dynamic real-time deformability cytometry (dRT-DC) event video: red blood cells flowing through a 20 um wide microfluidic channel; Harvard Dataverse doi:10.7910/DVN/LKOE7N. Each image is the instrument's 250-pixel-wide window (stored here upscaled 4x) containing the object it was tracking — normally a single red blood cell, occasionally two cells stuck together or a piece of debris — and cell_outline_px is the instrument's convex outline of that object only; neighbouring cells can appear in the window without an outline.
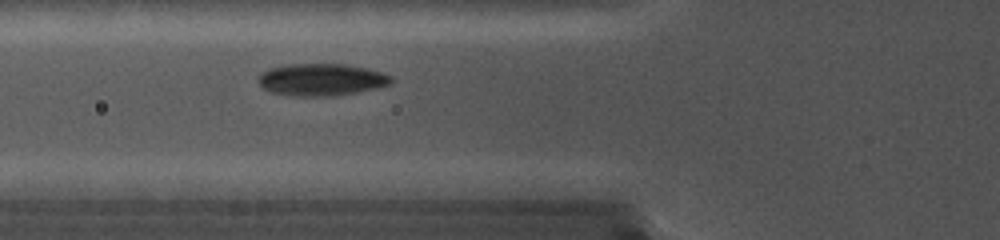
{"species": "common noctule bat (a hibernating species)", "species_latin": "Nyctalus noctula", "temperature_condition": "cold", "stored_images_in_passage": 16, "camera_frame_rate_fps": 5000, "um_per_image_px": 0.085, "animal": {"sex": "female", "body_mass_g": 19.0, "forearm_length_mm": 56.7}, "frame": {"image": 1, "passage_image": 5, "time_ms": 0.8, "image_size_px": [1000, 240], "cell_outline_px": [[392, 84], [376, 88], [356, 92], [328, 96], [292, 96], [268, 92], [260, 84], [260, 76], [268, 68], [284, 64], [348, 64], [368, 68], [392, 76]], "centroid_in_image_um": [27.33, 6.76], "position_along_channel_um": 98.5, "area_um2": 24.91}}
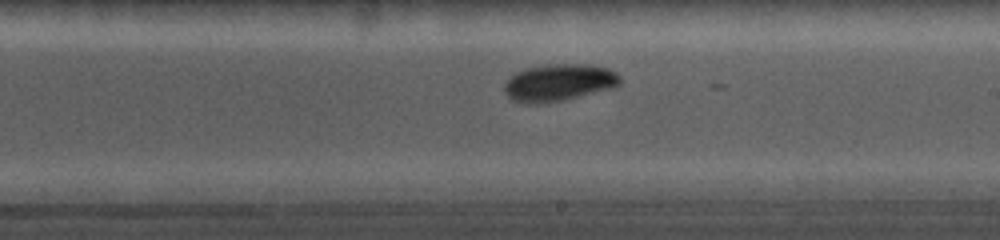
{"frame": {"image": 2, "passage_image": 12, "time_ms": 2.2, "image_size_px": [1000, 240], "cell_outline_px": [[620, 84], [612, 88], [544, 104], [524, 104], [512, 100], [504, 92], [504, 84], [516, 72], [528, 68], [544, 64], [592, 64], [608, 68], [616, 72], [620, 76]], "centroid_in_image_um": [47.49, 7.02], "position_along_channel_um": 241.5, "area_um2": 25.09}}
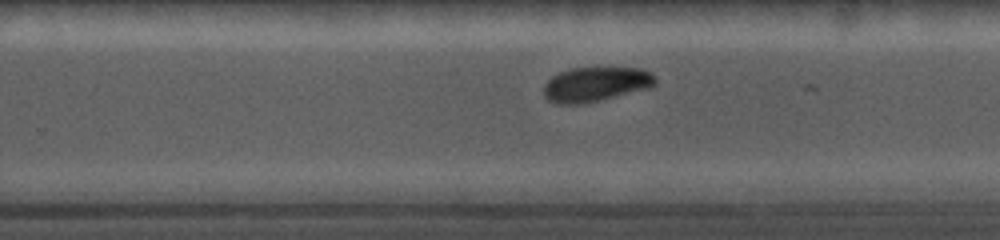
{"frame": {"image": 3, "passage_image": 14, "time_ms": 2.6, "image_size_px": [1000, 240], "cell_outline_px": [[656, 84], [652, 88], [600, 100], [580, 104], [556, 104], [548, 100], [544, 96], [544, 84], [552, 76], [560, 72], [572, 68], [644, 68], [656, 76]], "centroid_in_image_um": [50.67, 7.16], "position_along_channel_um": 279.1, "area_um2": 22.72}}